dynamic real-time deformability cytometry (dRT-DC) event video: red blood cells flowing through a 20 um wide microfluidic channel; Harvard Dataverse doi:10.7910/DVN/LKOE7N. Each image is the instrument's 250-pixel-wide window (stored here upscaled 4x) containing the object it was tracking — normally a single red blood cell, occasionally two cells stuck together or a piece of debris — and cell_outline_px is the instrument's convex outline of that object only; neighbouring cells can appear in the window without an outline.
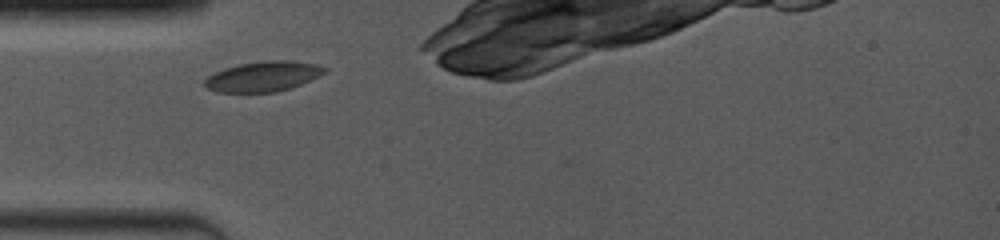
{"species": "common noctule bat (a hibernating species)", "species_latin": "Nyctalus noctula", "temperature_condition": "room temperature", "stored_images_in_passage": 2, "camera_frame_rate_fps": 4000, "um_per_image_px": 0.085, "animal": {"sex": "female", "body_mass_g": 19.0, "forearm_length_mm": 53.3}, "frame": {"image": 1, "passage_image": 1, "time_ms": 0.0, "image_size_px": [1000, 240], "cell_outline_px": [[328, 72], [292, 88], [276, 92], [216, 92], [208, 88], [204, 84], [204, 80], [208, 76], [224, 68], [240, 64], [268, 60], [292, 60], [316, 64], [328, 68]], "centroid_in_image_um": [22.41, 6.49], "position_along_channel_um": 62.6, "area_um2": 21.15}}